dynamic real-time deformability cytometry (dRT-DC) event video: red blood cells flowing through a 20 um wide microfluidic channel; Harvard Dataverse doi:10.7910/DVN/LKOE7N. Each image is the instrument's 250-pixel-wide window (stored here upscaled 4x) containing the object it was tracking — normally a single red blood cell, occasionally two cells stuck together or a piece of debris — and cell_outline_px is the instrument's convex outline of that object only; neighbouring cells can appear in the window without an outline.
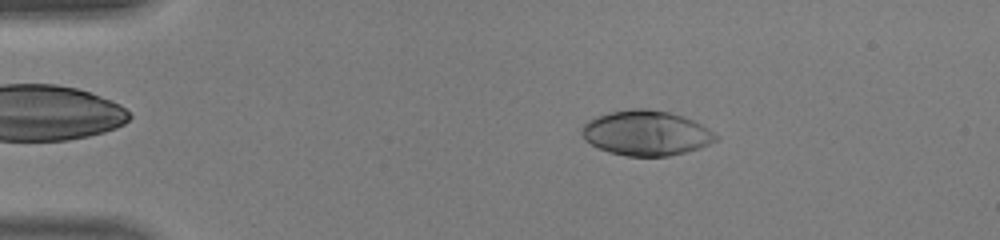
{"species": "human", "species_latin": "Homo sapiens", "temperature_condition": "warm", "stored_images_in_passage": 45, "camera_frame_rate_fps": 3000, "um_per_image_px": 0.085, "donor": {"sex": "male"}, "frame": {"image": 1, "passage_image": 8, "time_ms": 2.333, "image_size_px": [1000, 240], "cell_outline_px": [[720, 136], [716, 140], [700, 148], [668, 156], [624, 156], [608, 152], [584, 140], [580, 132], [584, 124], [588, 120], [596, 116], [608, 112], [628, 108], [648, 108], [668, 112], [692, 120], [708, 128]], "centroid_in_image_um": [54.89, 11.3], "position_along_channel_um": 30.1, "area_um2": 35.2}}
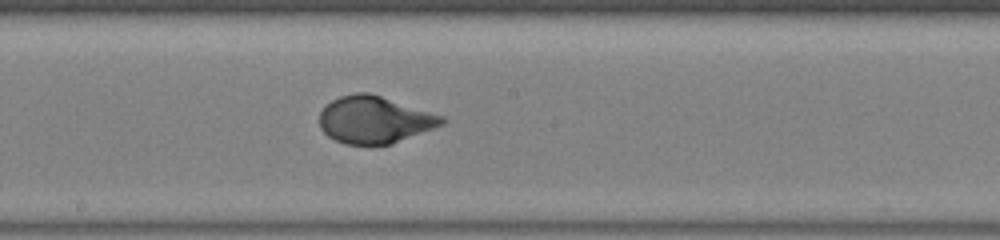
{"frame": {"image": 2, "passage_image": 25, "time_ms": 8.0, "image_size_px": [1000, 240], "cell_outline_px": [[448, 120], [444, 124], [392, 144], [344, 144], [328, 136], [320, 128], [320, 112], [332, 100], [340, 96], [356, 92], [368, 92], [444, 116]], "centroid_in_image_um": [31.85, 10.18], "position_along_channel_um": 216.4, "area_um2": 33.41}}
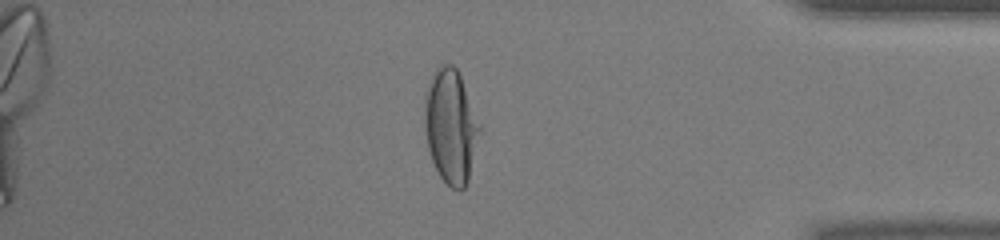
{"frame": {"image": 3, "passage_image": 39, "time_ms": 12.667, "image_size_px": [1000, 240], "cell_outline_px": [[484, 132], [468, 184], [460, 192], [452, 188], [440, 176], [432, 160], [428, 148], [424, 124], [424, 92], [436, 68], [440, 64], [452, 64], [456, 68], [460, 76], [484, 128]], "centroid_in_image_um": [38.38, 10.77], "position_along_channel_um": 396.8, "area_um2": 37.92}, "authors_computed_cell_mechanics": {"area_um2": 34.5644, "velocity_mm_per_s": 4.4635, "shape_relaxation_time_tau1_ms": 3.4723, "shape_relaxation_time_tau2_ms": null, "deformation_change_tau1": 0.2277, "deformation_change_tau2": null}}